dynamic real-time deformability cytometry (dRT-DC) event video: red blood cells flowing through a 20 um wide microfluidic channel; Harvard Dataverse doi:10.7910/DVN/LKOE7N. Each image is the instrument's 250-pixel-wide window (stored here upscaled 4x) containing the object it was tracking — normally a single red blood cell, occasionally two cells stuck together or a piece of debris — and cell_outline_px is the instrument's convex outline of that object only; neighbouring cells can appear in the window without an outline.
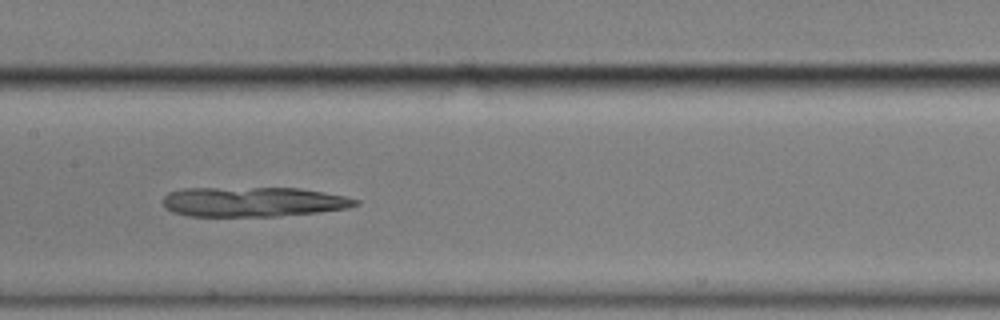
{"species": "common noctule bat (a hibernating species)", "species_latin": "Nyctalus noctula", "temperature_condition": "cold", "stored_images_in_passage": 46, "camera_frame_rate_fps": 3000, "um_per_image_px": 0.085, "animal": {"sex": "male", "body_mass_g": 17.9}, "frame": {"image": 1, "passage_image": 18, "time_ms": 5.667, "image_size_px": [1000, 320], "cell_outline_px": [[360, 204], [344, 208], [316, 212], [276, 216], [188, 216], [172, 212], [160, 200], [168, 192], [184, 188], [300, 188], [324, 192], [344, 196], [360, 200]], "centroid_in_image_um": [21.48, 17.15], "position_along_channel_um": 185.9, "area_um2": 33.35}}
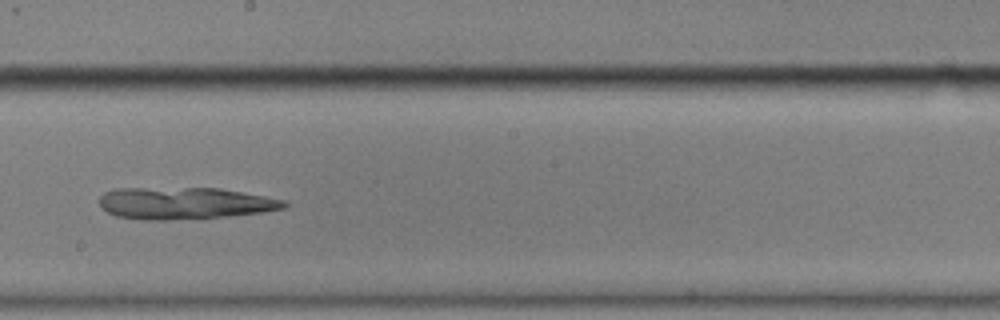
{"frame": {"image": 2, "passage_image": 22, "time_ms": 7.0, "image_size_px": [1000, 320], "cell_outline_px": [[288, 204], [284, 208], [260, 212], [228, 216], [168, 220], [140, 220], [116, 216], [108, 212], [100, 204], [100, 196], [104, 192], [116, 188], [220, 188], [264, 196], [284, 200]], "centroid_in_image_um": [15.66, 17.27], "position_along_channel_um": 232.5, "area_um2": 34.22}}
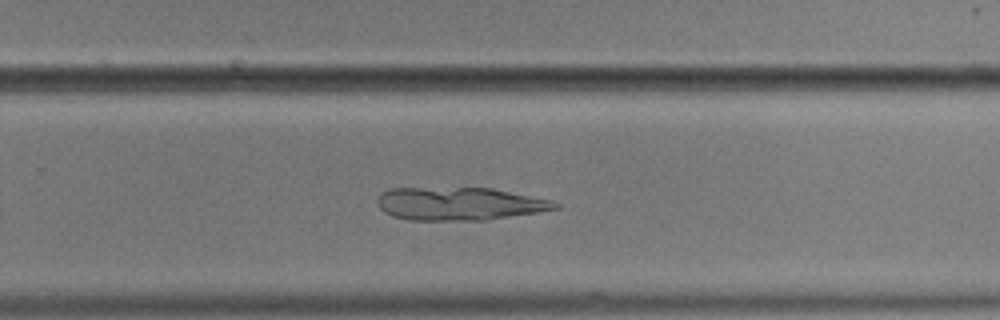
{"frame": {"image": 3, "passage_image": 27, "time_ms": 8.667, "image_size_px": [1000, 320], "cell_outline_px": [[560, 208], [488, 220], [408, 220], [392, 216], [384, 212], [380, 208], [376, 200], [388, 188], [492, 188], [552, 200], [560, 204]], "centroid_in_image_um": [39.05, 17.32], "position_along_channel_um": 290.8, "area_um2": 34.16}}